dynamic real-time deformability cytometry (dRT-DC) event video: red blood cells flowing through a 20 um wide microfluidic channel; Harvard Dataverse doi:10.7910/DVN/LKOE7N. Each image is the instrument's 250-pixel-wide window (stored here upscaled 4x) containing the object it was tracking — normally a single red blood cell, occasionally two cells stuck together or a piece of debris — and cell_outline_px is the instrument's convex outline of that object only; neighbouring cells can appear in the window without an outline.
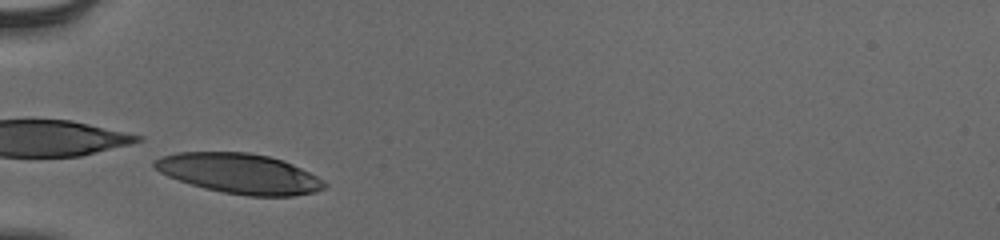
{"species": "human", "species_latin": "Homo sapiens", "temperature_condition": "cold", "stored_images_in_passage": 36, "camera_frame_rate_fps": 3000, "um_per_image_px": 0.085, "donor": {"sex": "male"}, "frame": {"image": 1, "passage_image": 3, "time_ms": 0.667, "image_size_px": [1000, 240], "cell_outline_px": [[328, 184], [324, 188], [316, 192], [296, 196], [248, 196], [224, 192], [204, 188], [168, 176], [160, 172], [152, 164], [160, 156], [176, 152], [248, 152], [268, 156], [284, 160], [324, 180]], "centroid_in_image_um": [20.38, 14.75], "position_along_channel_um": 64.6, "area_um2": 39.54}}
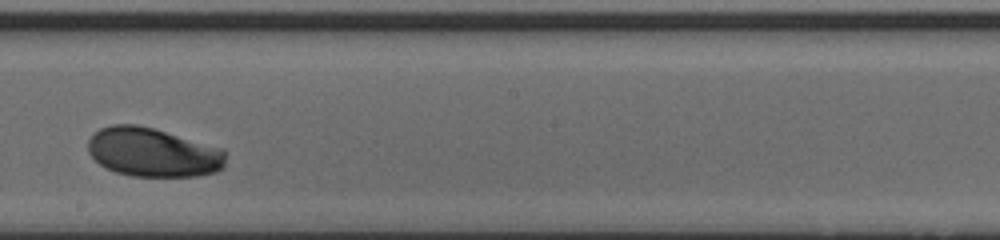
{"frame": {"image": 2, "passage_image": 17, "time_ms": 5.333, "image_size_px": [1000, 240], "cell_outline_px": [[224, 168], [216, 172], [196, 176], [132, 176], [116, 172], [100, 164], [88, 152], [88, 140], [100, 128], [112, 124], [136, 124], [152, 128], [224, 148]], "centroid_in_image_um": [13.01, 12.95], "position_along_channel_um": 235.2, "area_um2": 39.19}}
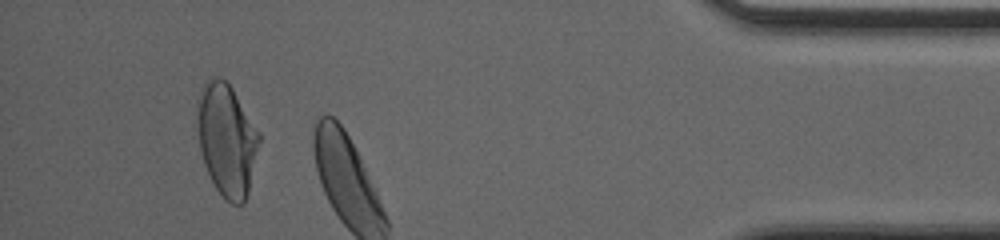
{"frame": {"image": 3, "passage_image": 33, "time_ms": 10.667, "image_size_px": [1000, 240], "cell_outline_px": [[260, 140], [248, 192], [244, 204], [232, 204], [216, 188], [204, 164], [200, 148], [196, 120], [196, 100], [204, 84], [212, 76], [220, 76], [232, 88], [260, 132]], "centroid_in_image_um": [19.26, 11.83], "position_along_channel_um": 415.9, "area_um2": 40.4}, "authors_computed_cell_mechanics": {"area_um2": 39.6219, "velocity_mm_per_s": 3.809, "shape_relaxation_time_tau1_ms": 1.7308, "shape_relaxation_time_tau2_ms": null, "deformation_change_tau1": 0.1315, "deformation_change_tau2": null}}